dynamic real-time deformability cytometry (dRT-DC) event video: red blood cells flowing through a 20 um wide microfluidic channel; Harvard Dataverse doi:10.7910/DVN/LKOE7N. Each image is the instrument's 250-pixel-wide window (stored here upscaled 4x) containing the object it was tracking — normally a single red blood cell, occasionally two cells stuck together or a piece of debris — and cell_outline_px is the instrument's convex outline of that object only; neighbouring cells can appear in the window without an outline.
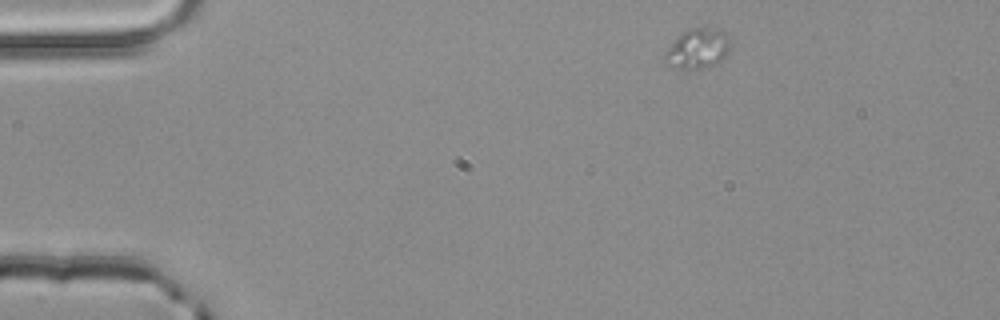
{"species": "common noctule bat (a hibernating species)", "species_latin": "Nyctalus noctula", "temperature_condition": "room temperature", "stored_images_in_passage": 3, "camera_frame_rate_fps": 3000, "um_per_image_px": 0.085, "animal": {"sex": "male", "body_mass_g": 20.4}, "frame": {"image": 1, "passage_image": 1, "time_ms": 0.0, "image_size_px": [1000, 320], "cell_outline_px": [[732, 48], [720, 64], [708, 68], [680, 68], [668, 64], [664, 60], [664, 52], [688, 28], [708, 28], [724, 32], [732, 40]], "centroid_in_image_um": [59.39, 4.15], "position_along_channel_um": 25.6, "area_um2": 15.32}}